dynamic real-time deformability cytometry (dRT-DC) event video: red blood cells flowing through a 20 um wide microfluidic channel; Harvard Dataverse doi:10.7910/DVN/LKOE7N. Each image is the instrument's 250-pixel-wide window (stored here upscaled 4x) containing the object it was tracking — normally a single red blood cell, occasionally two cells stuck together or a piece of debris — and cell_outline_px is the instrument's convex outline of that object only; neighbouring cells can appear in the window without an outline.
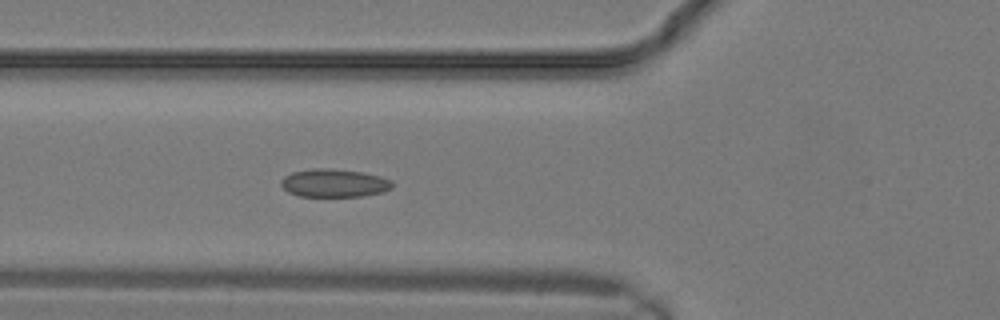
{"species": "common noctule bat (a hibernating species)", "species_latin": "Nyctalus noctula", "temperature_condition": "warm", "stored_images_in_passage": 10, "camera_frame_rate_fps": 3000, "um_per_image_px": 0.085, "animal": {"sex": "male", "body_mass_g": 19.2, "forearm_length_mm": 51.8}, "frame": {"image": 1, "passage_image": 10, "time_ms": 3.0, "image_size_px": [1000, 320], "cell_outline_px": [[392, 188], [384, 192], [364, 196], [300, 196], [288, 192], [280, 184], [280, 180], [284, 176], [292, 172], [312, 168], [328, 168], [364, 172], [380, 176], [392, 180]], "centroid_in_image_um": [28.41, 15.55], "position_along_channel_um": 97.4, "area_um2": 18.38}}